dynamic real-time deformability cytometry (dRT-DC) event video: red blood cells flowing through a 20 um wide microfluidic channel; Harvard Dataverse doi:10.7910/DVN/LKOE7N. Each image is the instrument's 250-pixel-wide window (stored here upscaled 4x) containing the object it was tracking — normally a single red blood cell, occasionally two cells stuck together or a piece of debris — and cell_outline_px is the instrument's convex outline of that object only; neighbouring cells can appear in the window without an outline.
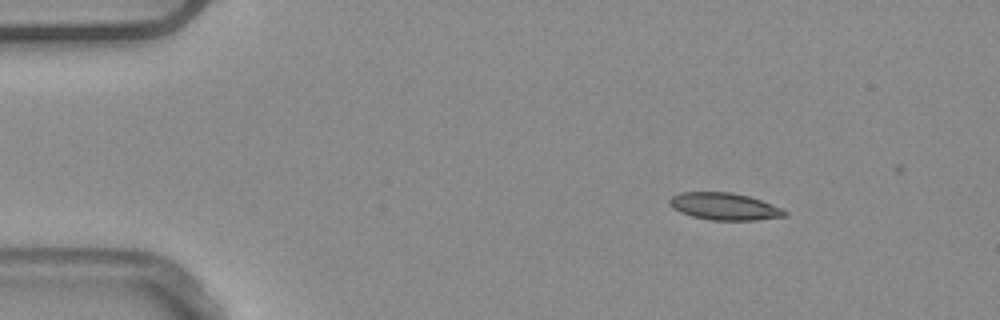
{"species": "common noctule bat (a hibernating species)", "species_latin": "Nyctalus noctula", "temperature_condition": "warm", "stored_images_in_passage": 4, "camera_frame_rate_fps": 3000, "um_per_image_px": 0.085, "animal": {"sex": "male", "body_mass_g": 20.4}, "frame": {"image": 1, "passage_image": 2, "time_ms": 0.333, "image_size_px": [1000, 320], "cell_outline_px": [[788, 216], [756, 220], [708, 220], [692, 216], [680, 212], [672, 208], [668, 204], [668, 200], [672, 196], [680, 192], [732, 192], [748, 196], [784, 208], [788, 212]], "centroid_in_image_um": [61.58, 17.55], "position_along_channel_um": 23.4, "area_um2": 18.44}}